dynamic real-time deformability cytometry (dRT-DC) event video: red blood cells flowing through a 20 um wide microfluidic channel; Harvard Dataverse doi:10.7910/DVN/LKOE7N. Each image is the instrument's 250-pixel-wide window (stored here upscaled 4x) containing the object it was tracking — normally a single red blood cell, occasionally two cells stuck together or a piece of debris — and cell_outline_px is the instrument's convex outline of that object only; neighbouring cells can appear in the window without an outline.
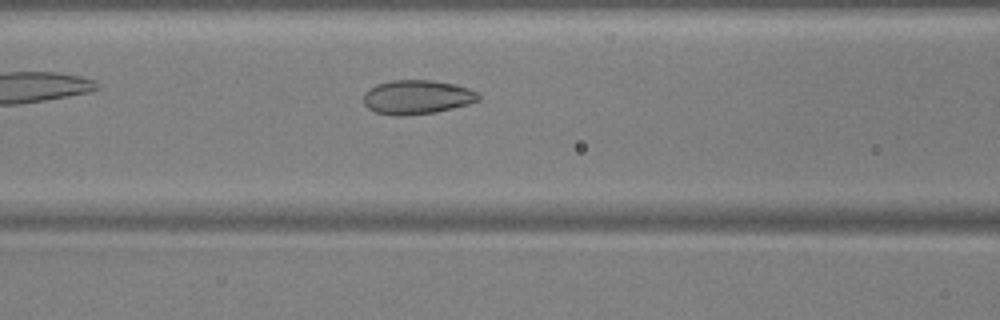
{"species": "common noctule bat (a hibernating species)", "species_latin": "Nyctalus noctula", "temperature_condition": "warm", "stored_images_in_passage": 35, "segment_of_instrument_passage": [1, 2], "camera_frame_rate_fps": 3000, "um_per_image_px": 0.085, "animal": {"sex": "male", "body_mass_g": 17.9, "forearm_length_mm": 54.2}, "frame": {"image": 1, "passage_image": 3, "time_ms": 0.667, "image_size_px": [1000, 320], "cell_outline_px": [[480, 100], [468, 104], [436, 112], [400, 116], [396, 116], [376, 112], [368, 108], [364, 104], [364, 92], [368, 88], [376, 84], [392, 80], [432, 80], [456, 84], [468, 88], [476, 92], [480, 96]], "centroid_in_image_um": [35.43, 8.25], "position_along_channel_um": 131.2, "area_um2": 22.95}}
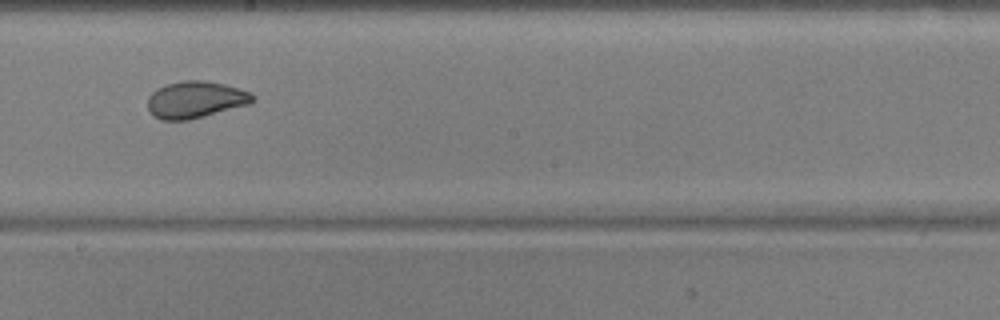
{"frame": {"image": 2, "passage_image": 11, "time_ms": 3.333, "image_size_px": [1000, 320], "cell_outline_px": [[256, 100], [248, 104], [204, 116], [188, 120], [160, 120], [152, 116], [148, 108], [148, 96], [156, 88], [164, 84], [180, 80], [204, 80], [224, 84], [248, 92], [256, 96]], "centroid_in_image_um": [16.56, 8.46], "position_along_channel_um": 231.6, "area_um2": 22.66}}
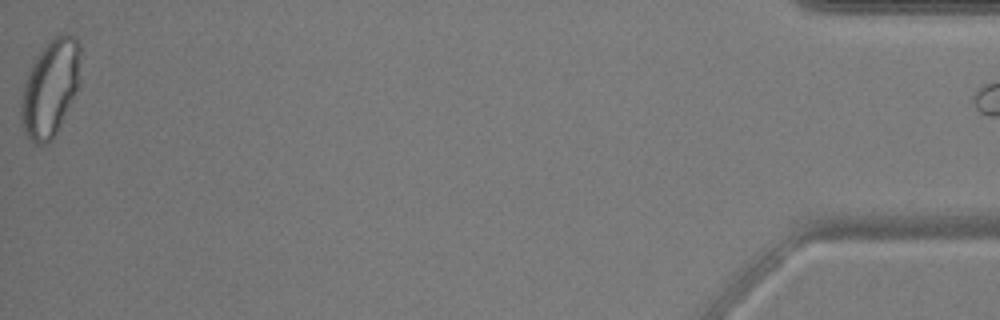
{"frame": {"image": 3, "passage_image": 34, "time_ms": 11.0, "image_size_px": [1000, 320], "cell_outline_px": [[80, 84], [52, 140], [48, 144], [36, 144], [24, 132], [20, 116], [20, 96], [24, 80], [36, 56], [44, 44], [52, 36], [60, 32], [64, 32], [72, 36], [76, 40], [80, 48]], "centroid_in_image_um": [4.26, 7.44], "position_along_channel_um": 430.9, "area_um2": 33.93}}